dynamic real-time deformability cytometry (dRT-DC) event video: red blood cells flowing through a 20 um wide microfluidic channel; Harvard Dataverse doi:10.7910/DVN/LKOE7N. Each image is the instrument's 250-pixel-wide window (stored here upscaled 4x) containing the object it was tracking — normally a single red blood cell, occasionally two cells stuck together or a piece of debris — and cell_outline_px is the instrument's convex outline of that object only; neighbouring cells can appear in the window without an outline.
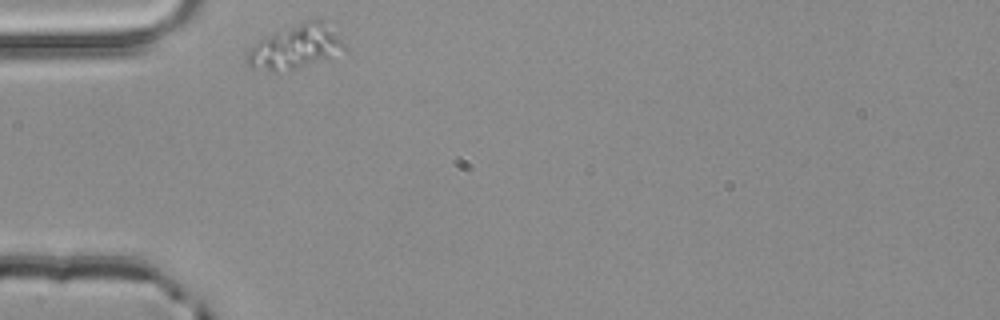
{"species": "common noctule bat (a hibernating species)", "species_latin": "Nyctalus noctula", "temperature_condition": "room temperature", "stored_images_in_passage": 2, "camera_frame_rate_fps": 3000, "um_per_image_px": 0.085, "animal": {"sex": "male", "body_mass_g": 20.4}, "frame": {"image": 1, "passage_image": 1, "time_ms": 0.0, "image_size_px": [1000, 320], "cell_outline_px": [[348, 52], [292, 68], [276, 72], [272, 72], [252, 68], [248, 64], [248, 52], [260, 40], [276, 32], [312, 20], [336, 20], [348, 48]], "centroid_in_image_um": [25.34, 3.93], "position_along_channel_um": 59.7, "area_um2": 25.14}}
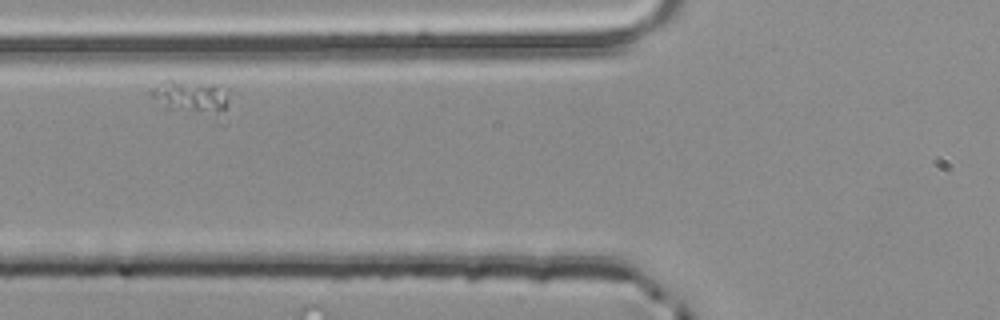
{"frame": {"image": 2, "passage_image": 2, "time_ms": 0.333, "image_size_px": [1000, 320], "cell_outline_px": [[228, 124], [224, 128], [168, 108], [152, 96], [152, 88], [164, 80], [172, 80], [216, 84], [228, 88]], "centroid_in_image_um": [16.59, 8.5], "position_along_channel_um": 109.2, "area_um2": 17.74}}